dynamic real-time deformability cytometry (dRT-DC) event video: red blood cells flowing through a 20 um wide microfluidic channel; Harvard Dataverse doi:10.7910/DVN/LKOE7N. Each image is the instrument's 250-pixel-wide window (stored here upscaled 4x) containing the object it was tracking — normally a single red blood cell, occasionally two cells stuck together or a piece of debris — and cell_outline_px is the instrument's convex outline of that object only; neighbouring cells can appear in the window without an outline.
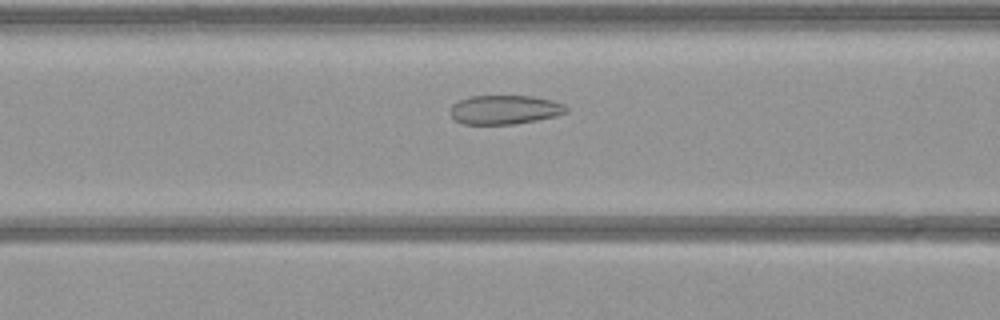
{"species": "common noctule bat (a hibernating species)", "species_latin": "Nyctalus noctula", "temperature_condition": "warm", "stored_images_in_passage": 51, "camera_frame_rate_fps": 3000, "um_per_image_px": 0.085, "animal": {"sex": "female", "body_mass_g": 21.9}, "frame": {"image": 1, "passage_image": 19, "time_ms": 6.0, "image_size_px": [1000, 320], "cell_outline_px": [[568, 112], [556, 116], [516, 124], [464, 124], [456, 120], [448, 112], [452, 104], [460, 100], [472, 96], [532, 96], [552, 100], [564, 104], [568, 108]], "centroid_in_image_um": [42.91, 9.32], "position_along_channel_um": 123.7, "area_um2": 19.71}}
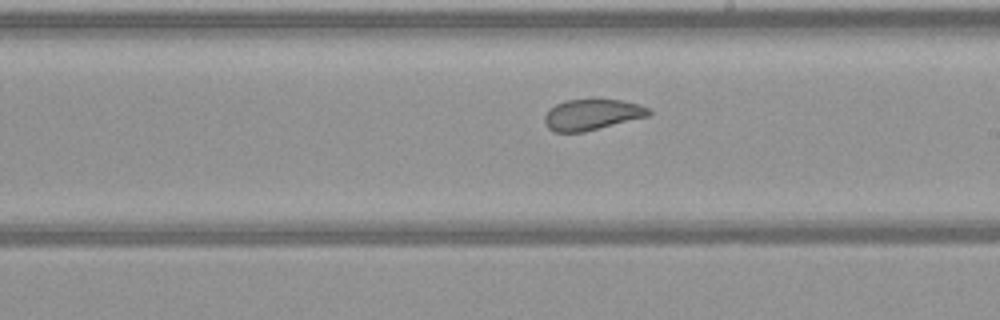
{"frame": {"image": 2, "passage_image": 28, "time_ms": 9.0, "image_size_px": [1000, 320], "cell_outline_px": [[652, 112], [648, 116], [584, 132], [556, 132], [548, 128], [544, 124], [544, 116], [548, 108], [556, 104], [568, 100], [620, 100], [640, 104], [648, 108]], "centroid_in_image_um": [50.29, 9.75], "position_along_channel_um": 238.7, "area_um2": 18.67}}
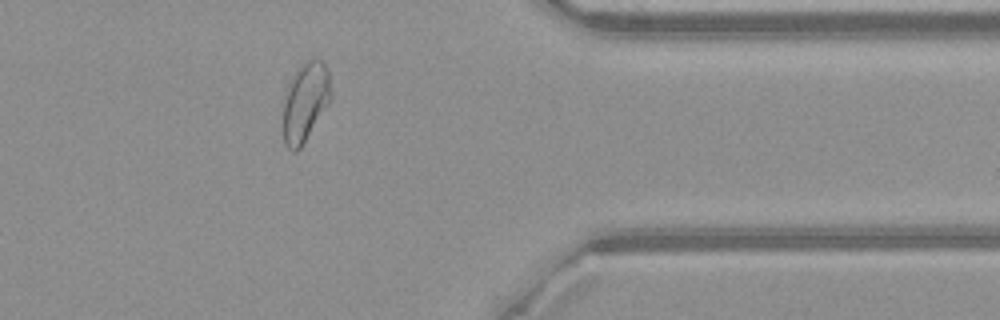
{"frame": {"image": 3, "passage_image": 41, "time_ms": 13.333, "image_size_px": [1000, 320], "cell_outline_px": [[332, 100], [300, 148], [296, 152], [292, 152], [284, 144], [284, 100], [288, 88], [296, 72], [308, 60], [320, 60], [328, 68], [332, 92]], "centroid_in_image_um": [25.99, 8.71], "position_along_channel_um": 385.4, "area_um2": 21.68}}